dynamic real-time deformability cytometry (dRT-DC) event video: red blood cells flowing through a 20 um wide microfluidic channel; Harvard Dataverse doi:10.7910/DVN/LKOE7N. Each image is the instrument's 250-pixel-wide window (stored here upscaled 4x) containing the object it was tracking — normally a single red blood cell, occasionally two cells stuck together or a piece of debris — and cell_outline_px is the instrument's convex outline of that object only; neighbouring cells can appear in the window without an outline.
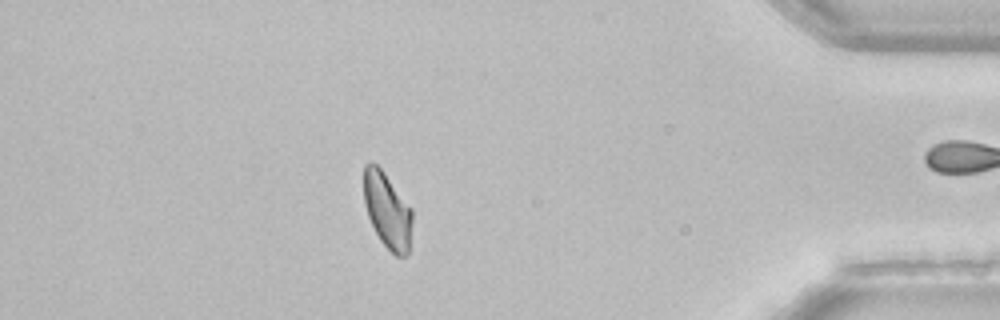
{"species": "common noctule bat (a hibernating species)", "species_latin": "Nyctalus noctula", "temperature_condition": "room temperature", "stored_images_in_passage": 52, "camera_frame_rate_fps": 3000, "um_per_image_px": 0.085, "animal": {"sex": "female", "body_mass_g": 22.7, "forearm_length_mm": 54.2}, "frame": {"image": 1, "passage_image": 45, "time_ms": 14.667, "image_size_px": [1000, 320], "cell_outline_px": [[412, 220], [408, 252], [404, 256], [396, 256], [380, 240], [368, 216], [364, 204], [364, 164], [368, 160], [372, 160], [384, 172], [412, 208]], "centroid_in_image_um": [32.91, 17.83], "position_along_channel_um": 402.3, "area_um2": 21.33}, "authors_computed_cell_mechanics": {"area_um2": 23.0911, "velocity_mm_per_s": 3.9517, "shape_relaxation_time_tau1_ms": 6.3777, "shape_relaxation_time_tau2_ms": 2.6257, "deformation_change_tau1": 0.1086, "deformation_change_tau2": 0.0812}}